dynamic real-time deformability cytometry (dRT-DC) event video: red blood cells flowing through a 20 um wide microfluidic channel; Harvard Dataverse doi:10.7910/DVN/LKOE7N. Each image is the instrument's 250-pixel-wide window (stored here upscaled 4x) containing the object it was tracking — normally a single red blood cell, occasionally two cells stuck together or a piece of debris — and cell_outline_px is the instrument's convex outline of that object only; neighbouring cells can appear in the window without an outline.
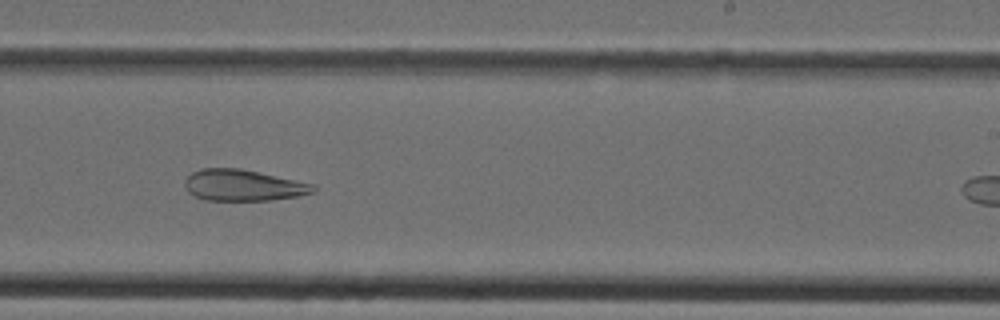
{"species": "Egyptian fruit bat (a non-hibernating species)", "species_latin": "Rousettus aegyptiacus", "temperature_condition": "cold", "stored_images_in_passage": 26, "camera_frame_rate_fps": 3000, "um_per_image_px": 0.085, "animal": {"sex": "female"}, "frame": {"image": 1, "passage_image": 23, "time_ms": 7.333, "image_size_px": [1000, 320], "cell_outline_px": [[316, 188], [312, 192], [300, 196], [272, 200], [204, 200], [188, 192], [184, 184], [184, 180], [192, 172], [200, 168], [240, 168], [316, 184]], "centroid_in_image_um": [20.67, 15.74], "position_along_channel_um": 268.3, "area_um2": 23.52}}